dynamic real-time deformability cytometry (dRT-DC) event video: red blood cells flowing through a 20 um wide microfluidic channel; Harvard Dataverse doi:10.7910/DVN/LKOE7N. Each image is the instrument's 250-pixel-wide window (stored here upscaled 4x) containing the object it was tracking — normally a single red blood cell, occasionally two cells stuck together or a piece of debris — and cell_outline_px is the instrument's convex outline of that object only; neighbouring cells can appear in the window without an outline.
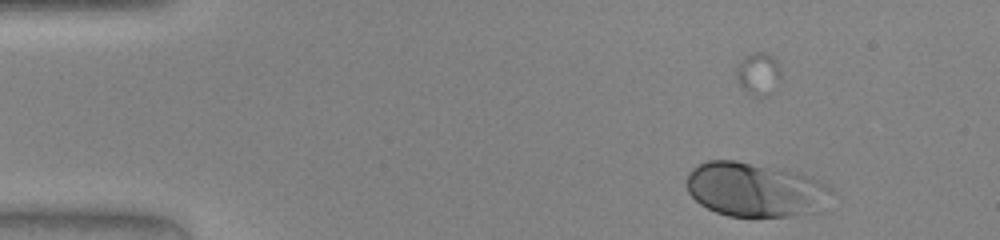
{"species": "human", "species_latin": "Homo sapiens", "temperature_condition": "warm", "stored_images_in_passage": 48, "camera_frame_rate_fps": 3000, "um_per_image_px": 0.085, "donor": {"sex": "female"}, "frame": {"image": 1, "passage_image": 6, "time_ms": 1.667, "image_size_px": [1000, 240], "cell_outline_px": [[832, 188], [820, 212], [788, 216], [728, 216], [716, 212], [700, 204], [688, 192], [688, 172], [692, 168], [708, 160], [736, 160], [788, 168], [812, 176]], "centroid_in_image_um": [64.22, 16.09], "position_along_channel_um": 20.8, "area_um2": 46.24}}
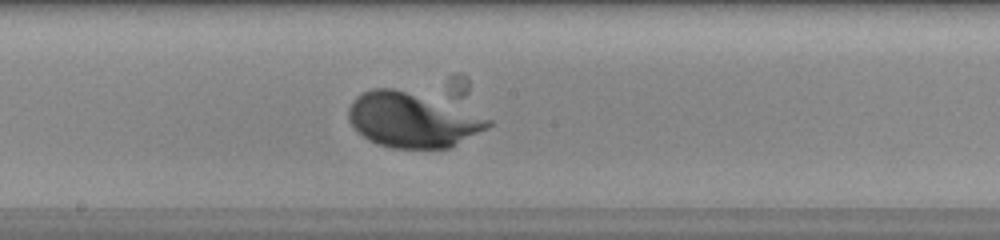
{"frame": {"image": 2, "passage_image": 26, "time_ms": 8.333, "image_size_px": [1000, 240], "cell_outline_px": [[492, 124], [488, 128], [452, 148], [392, 148], [368, 140], [356, 132], [352, 128], [348, 120], [348, 108], [352, 100], [356, 96], [372, 88], [392, 88], [492, 120]], "centroid_in_image_um": [34.95, 10.25], "position_along_channel_um": 213.3, "area_um2": 43.47}}
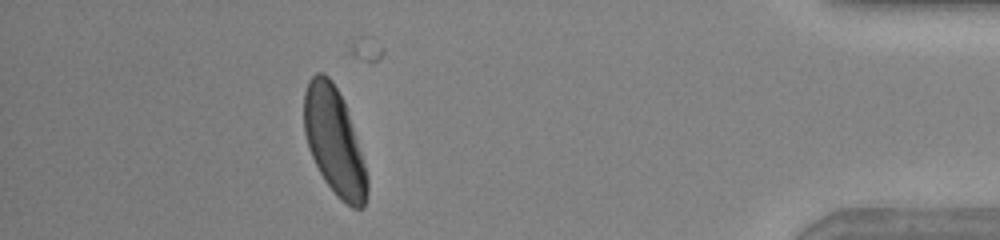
{"frame": {"image": 3, "passage_image": 43, "time_ms": 14.0, "image_size_px": [1000, 240], "cell_outline_px": [[368, 192], [364, 208], [352, 208], [336, 196], [324, 180], [308, 148], [304, 132], [304, 92], [308, 80], [316, 72], [324, 72], [332, 80], [344, 100], [368, 176]], "centroid_in_image_um": [28.4, 12.01], "position_along_channel_um": 406.8, "area_um2": 39.3}}